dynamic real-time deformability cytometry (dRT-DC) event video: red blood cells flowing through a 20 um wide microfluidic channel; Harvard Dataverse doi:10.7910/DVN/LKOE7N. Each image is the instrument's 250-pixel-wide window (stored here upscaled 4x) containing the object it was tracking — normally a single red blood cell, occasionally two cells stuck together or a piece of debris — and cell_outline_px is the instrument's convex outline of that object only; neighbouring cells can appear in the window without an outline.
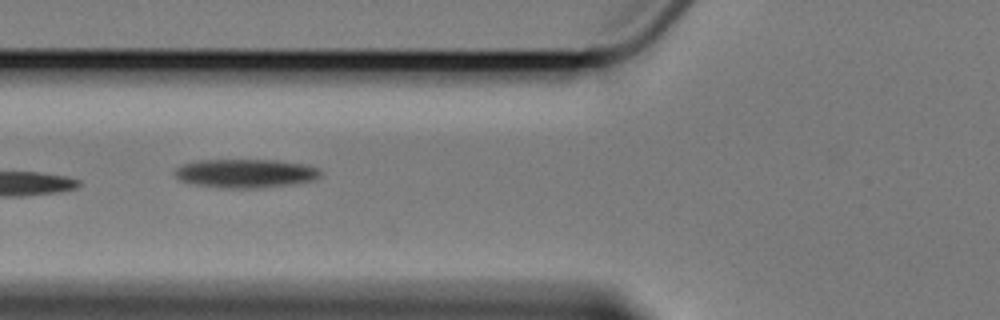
{"species": "Egyptian fruit bat (a non-hibernating species)", "species_latin": "Rousettus aegyptiacus", "temperature_condition": "cold", "stored_images_in_passage": 10, "camera_frame_rate_fps": 3000, "um_per_image_px": 0.085, "animal": {"sex": "female"}, "frame": {"image": 1, "passage_image": 6, "time_ms": 6.0, "image_size_px": [1000, 320], "cell_outline_px": [[320, 176], [312, 180], [288, 184], [256, 188], [224, 188], [196, 184], [180, 180], [172, 172], [180, 164], [200, 160], [276, 160], [304, 164], [316, 168], [320, 172]], "centroid_in_image_um": [20.8, 14.72], "position_along_channel_um": 105.0, "area_um2": 24.1}}
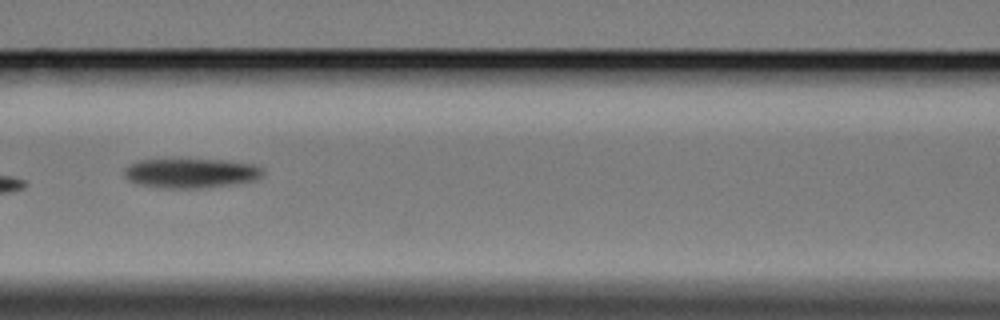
{"frame": {"image": 2, "passage_image": 7, "time_ms": 7.333, "image_size_px": [1000, 320], "cell_outline_px": [[264, 172], [256, 180], [236, 184], [204, 188], [164, 188], [140, 184], [128, 180], [124, 176], [124, 168], [140, 160], [224, 160], [252, 164], [264, 168]], "centroid_in_image_um": [16.27, 14.73], "position_along_channel_um": 150.3, "area_um2": 23.76}}
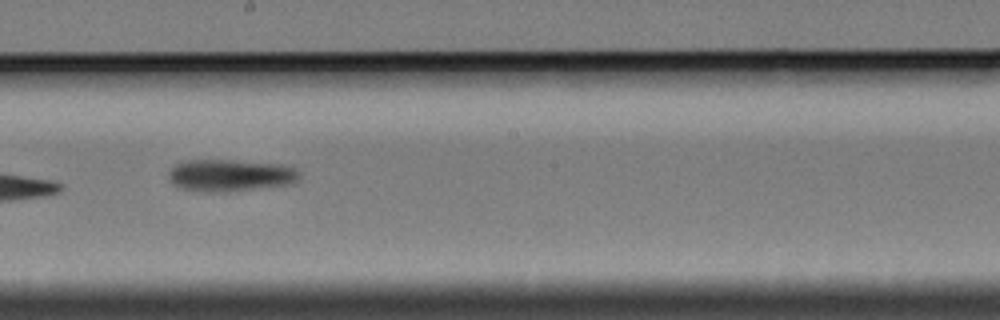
{"frame": {"image": 3, "passage_image": 9, "time_ms": 9.667, "image_size_px": [1000, 320], "cell_outline_px": [[300, 180], [292, 184], [252, 188], [208, 192], [176, 188], [168, 180], [168, 172], [176, 164], [188, 160], [232, 160], [292, 164], [300, 172]], "centroid_in_image_um": [19.61, 14.88], "position_along_channel_um": 228.6, "area_um2": 24.68}}